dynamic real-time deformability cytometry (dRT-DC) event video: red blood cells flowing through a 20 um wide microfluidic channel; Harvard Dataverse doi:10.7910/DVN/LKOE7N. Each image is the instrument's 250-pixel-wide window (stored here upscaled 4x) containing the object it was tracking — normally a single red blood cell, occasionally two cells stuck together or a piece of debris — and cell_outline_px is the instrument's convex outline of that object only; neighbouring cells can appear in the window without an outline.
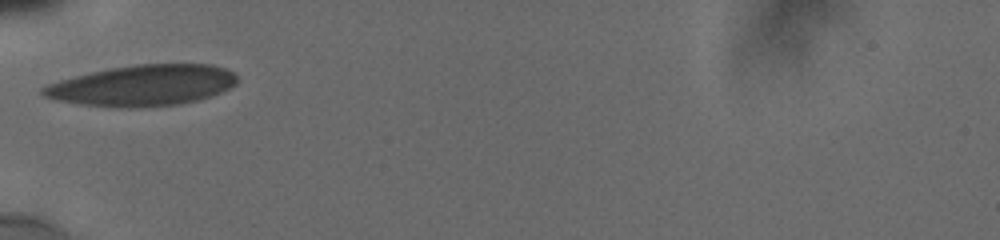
{"species": "human", "species_latin": "Homo sapiens", "temperature_condition": "cold", "stored_images_in_passage": 6, "camera_frame_rate_fps": 3000, "um_per_image_px": 0.085, "donor": {"sex": "male"}, "frame": {"image": 1, "passage_image": 2, "time_ms": 1.333, "image_size_px": [1000, 240], "cell_outline_px": [[236, 84], [220, 92], [196, 100], [180, 104], [132, 108], [116, 108], [80, 104], [56, 100], [44, 96], [40, 92], [40, 88], [48, 84], [60, 80], [92, 72], [112, 68], [136, 64], [212, 64], [224, 68], [232, 72], [236, 76]], "centroid_in_image_um": [12.09, 7.27], "position_along_channel_um": 72.9, "area_um2": 46.07}}
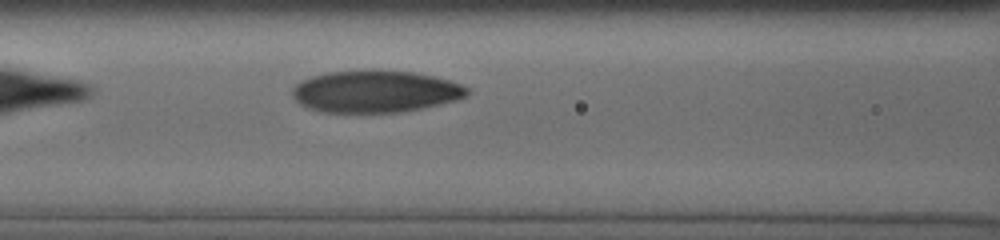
{"frame": {"image": 2, "passage_image": 6, "time_ms": 3.0, "image_size_px": [1000, 240], "cell_outline_px": [[468, 96], [456, 100], [440, 104], [400, 112], [324, 112], [308, 108], [300, 104], [292, 96], [292, 88], [300, 80], [312, 76], [328, 72], [372, 68], [380, 68], [412, 72], [432, 76], [448, 80], [460, 84], [468, 88]], "centroid_in_image_um": [31.87, 7.75], "position_along_channel_um": 134.7, "area_um2": 43.29}}